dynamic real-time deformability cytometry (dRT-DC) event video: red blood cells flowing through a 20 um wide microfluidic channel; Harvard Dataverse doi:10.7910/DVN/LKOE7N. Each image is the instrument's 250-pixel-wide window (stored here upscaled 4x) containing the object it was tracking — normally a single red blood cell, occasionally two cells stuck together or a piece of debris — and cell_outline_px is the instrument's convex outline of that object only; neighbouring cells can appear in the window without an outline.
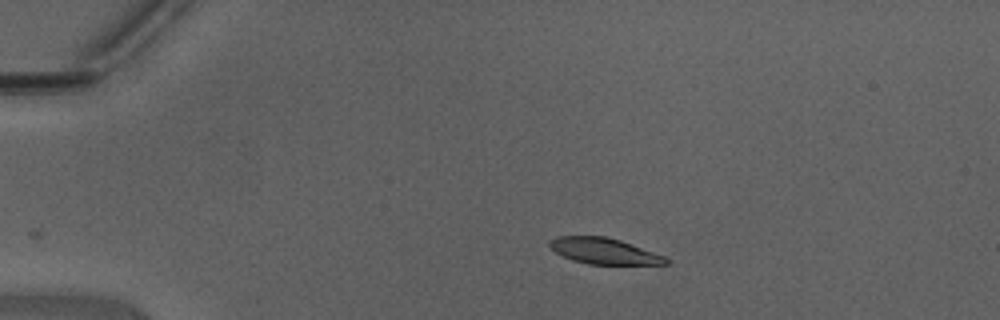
{"species": "Egyptian fruit bat (a non-hibernating species)", "species_latin": "Rousettus aegyptiacus", "temperature_condition": "warm", "stored_images_in_passage": 38, "camera_frame_rate_fps": 3000, "um_per_image_px": 0.085, "animal": {"sex": "male"}, "frame": {"image": 1, "passage_image": 1, "time_ms": 0.0, "image_size_px": [1000, 320], "cell_outline_px": [[668, 264], [588, 264], [572, 260], [556, 252], [548, 244], [548, 240], [556, 236], [604, 236], [620, 240], [664, 256], [668, 260]], "centroid_in_image_um": [51.29, 21.33], "position_along_channel_um": 33.7, "area_um2": 17.4}}
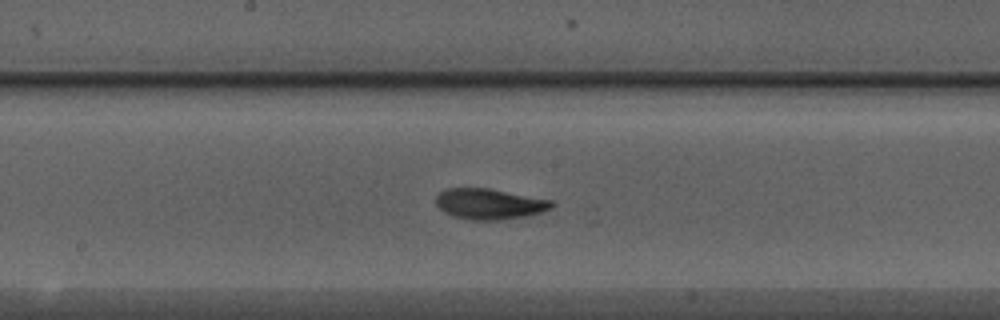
{"frame": {"image": 2, "passage_image": 17, "time_ms": 5.333, "image_size_px": [1000, 320], "cell_outline_px": [[556, 204], [552, 208], [540, 212], [524, 216], [496, 220], [472, 220], [452, 216], [444, 212], [436, 204], [436, 196], [444, 188], [488, 188], [552, 200]], "centroid_in_image_um": [41.58, 17.33], "position_along_channel_um": 206.6, "area_um2": 20.63}}
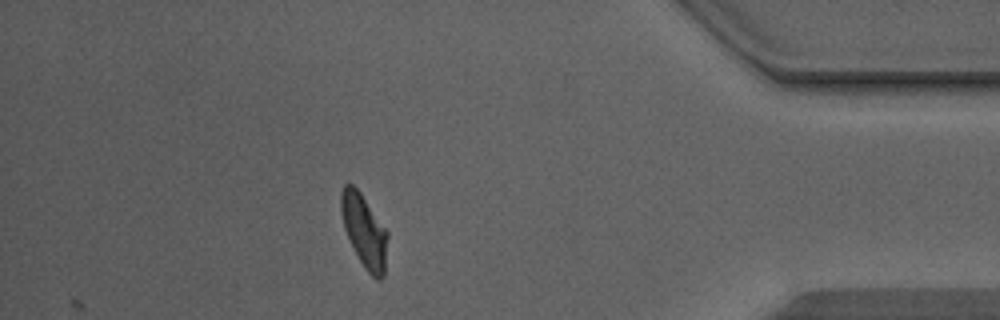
{"frame": {"image": 3, "passage_image": 33, "time_ms": 10.667, "image_size_px": [1000, 320], "cell_outline_px": [[388, 236], [384, 276], [380, 280], [376, 280], [364, 268], [344, 228], [340, 212], [340, 192], [344, 184], [352, 184], [360, 192], [388, 232]], "centroid_in_image_um": [30.96, 19.62], "position_along_channel_um": 404.2, "area_um2": 19.65}, "authors_computed_cell_mechanics": {"area_um2": 19.8832, "velocity_mm_per_s": 4.4101, "shape_relaxation_time_tau1_ms": 2.2476, "shape_relaxation_time_tau2_ms": 1.9078, "deformation_change_tau1": 0.1478, "deformation_change_tau2": 0.0752}}